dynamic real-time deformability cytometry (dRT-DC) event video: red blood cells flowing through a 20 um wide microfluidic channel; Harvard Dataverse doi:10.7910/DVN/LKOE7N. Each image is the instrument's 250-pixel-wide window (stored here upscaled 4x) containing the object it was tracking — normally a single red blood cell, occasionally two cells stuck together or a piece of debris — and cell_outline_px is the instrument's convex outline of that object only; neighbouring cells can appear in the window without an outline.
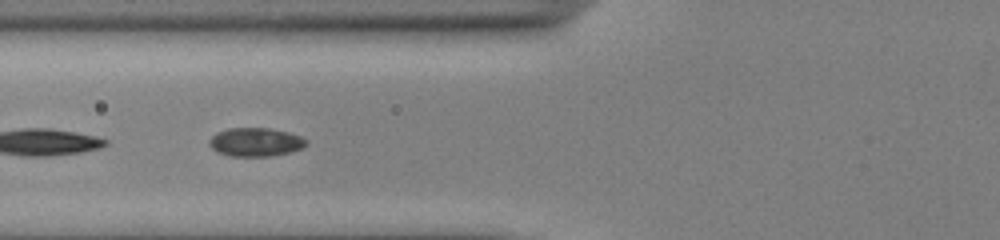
{"species": "common noctule bat (a hibernating species)", "species_latin": "Nyctalus noctula", "temperature_condition": "cold", "stored_images_in_passage": 40, "segment_of_instrument_passage": [2, 2], "camera_frame_rate_fps": 3000, "um_per_image_px": 0.085, "animal": {"sex": "male", "body_mass_g": 13.0, "forearm_length_mm": 53.1}, "frame": {"image": 1, "passage_image": 20, "time_ms": 6.333, "image_size_px": [1000, 240], "cell_outline_px": [[308, 144], [300, 148], [288, 152], [268, 156], [228, 156], [216, 152], [208, 144], [208, 140], [216, 132], [228, 128], [268, 128], [288, 132], [300, 136], [308, 140]], "centroid_in_image_um": [21.67, 12.07], "position_along_channel_um": 104.1, "area_um2": 16.18}}